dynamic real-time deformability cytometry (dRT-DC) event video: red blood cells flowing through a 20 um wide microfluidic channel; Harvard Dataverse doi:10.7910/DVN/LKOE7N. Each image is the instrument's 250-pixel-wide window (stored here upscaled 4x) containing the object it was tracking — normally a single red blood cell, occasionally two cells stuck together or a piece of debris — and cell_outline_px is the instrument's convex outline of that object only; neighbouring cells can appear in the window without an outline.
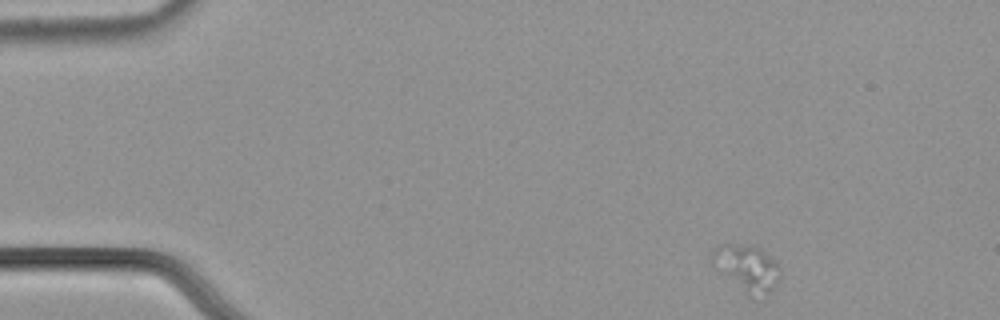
{"species": "common noctule bat (a hibernating species)", "species_latin": "Nyctalus noctula", "temperature_condition": "cold", "stored_images_in_passage": 52, "camera_frame_rate_fps": 3000, "um_per_image_px": 0.085, "animal": {"sex": "male", "body_mass_g": 21.5, "forearm_length_mm": 52.0}, "frame": {"image": 1, "passage_image": 1, "time_ms": 0.0, "image_size_px": [1000, 320], "cell_outline_px": [[780, 276], [776, 284], [768, 292], [748, 296], [712, 260], [712, 252], [720, 244], [756, 244], [780, 268]], "centroid_in_image_um": [63.53, 22.71], "position_along_channel_um": 21.5, "area_um2": 17.34}}
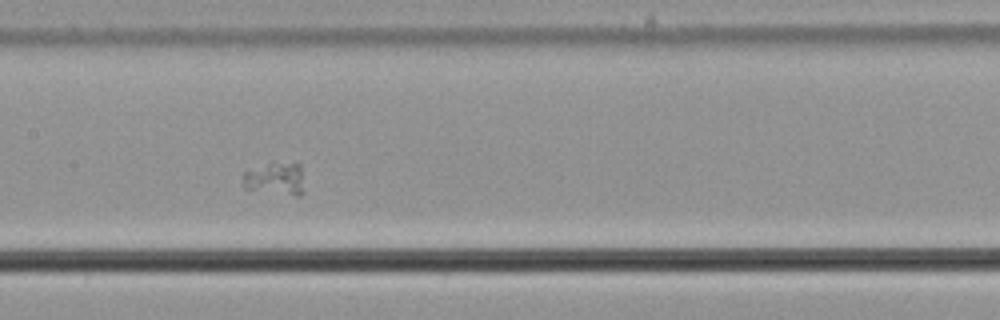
{"frame": {"image": 2, "passage_image": 23, "time_ms": 7.333, "image_size_px": [1000, 320], "cell_outline_px": [[304, 192], [300, 196], [296, 196], [244, 188], [244, 172], [268, 164], [300, 164]], "centroid_in_image_um": [23.45, 15.23], "position_along_channel_um": 184.0, "area_um2": 11.21}}
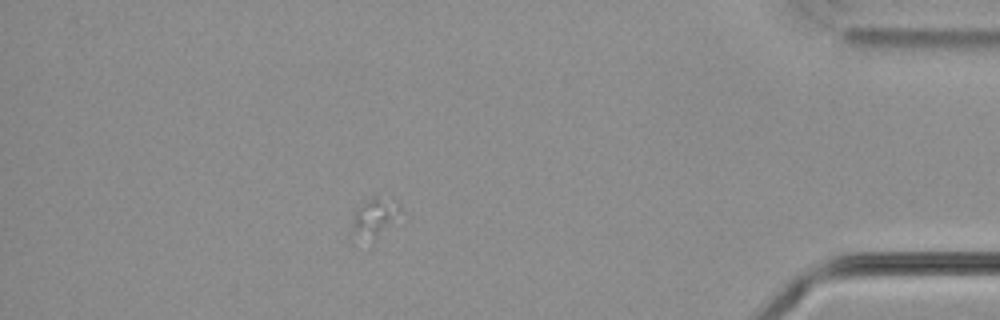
{"frame": {"image": 3, "passage_image": 45, "time_ms": 14.667, "image_size_px": [1000, 320], "cell_outline_px": [[400, 216], [372, 248], [356, 248], [348, 240], [348, 236], [352, 216], [356, 208], [364, 200], [372, 196], [392, 196], [400, 204]], "centroid_in_image_um": [31.69, 18.75], "position_along_channel_um": 403.5, "area_um2": 13.93}}